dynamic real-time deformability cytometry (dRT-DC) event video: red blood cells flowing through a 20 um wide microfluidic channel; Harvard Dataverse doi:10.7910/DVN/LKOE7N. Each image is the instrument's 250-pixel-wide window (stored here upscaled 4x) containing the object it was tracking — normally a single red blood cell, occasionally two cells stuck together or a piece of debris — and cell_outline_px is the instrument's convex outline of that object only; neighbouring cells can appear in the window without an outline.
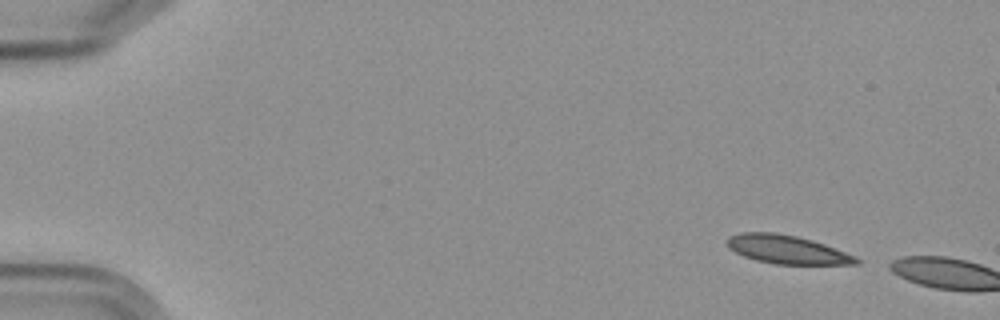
{"species": "Egyptian fruit bat (a non-hibernating species)", "species_latin": "Rousettus aegyptiacus", "temperature_condition": "cold", "stored_images_in_passage": 2, "camera_frame_rate_fps": 3000, "um_per_image_px": 0.085, "frame": {"image": 1, "passage_image": 1, "time_ms": 0.0, "image_size_px": [1000, 320], "cell_outline_px": [[860, 264], [776, 264], [756, 260], [744, 256], [728, 248], [724, 240], [728, 236], [740, 232], [776, 232], [796, 236], [812, 240], [824, 244], [856, 256], [860, 260]], "centroid_in_image_um": [66.85, 21.2], "position_along_channel_um": 18.1, "area_um2": 21.56}}